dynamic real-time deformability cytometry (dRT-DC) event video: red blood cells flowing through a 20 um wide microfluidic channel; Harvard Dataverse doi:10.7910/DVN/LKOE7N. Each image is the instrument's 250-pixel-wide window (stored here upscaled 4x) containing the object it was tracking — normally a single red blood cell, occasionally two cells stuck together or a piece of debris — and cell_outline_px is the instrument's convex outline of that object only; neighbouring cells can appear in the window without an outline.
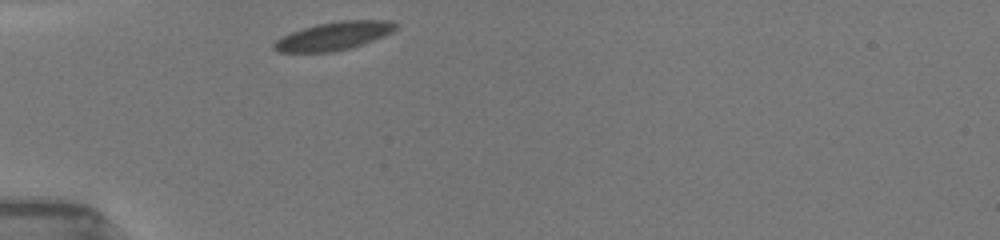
{"species": "common noctule bat (a hibernating species)", "species_latin": "Nyctalus noctula", "temperature_condition": "room temperature", "stored_images_in_passage": 19, "camera_frame_rate_fps": 3000, "um_per_image_px": 0.085, "animal": {"sex": "female", "body_mass_g": 19.5, "forearm_length_mm": 54.1}, "frame": {"image": 1, "passage_image": 1, "time_ms": 0.0, "image_size_px": [1000, 240], "cell_outline_px": [[396, 28], [392, 32], [384, 36], [352, 48], [332, 52], [276, 52], [272, 48], [272, 44], [280, 36], [316, 24], [340, 20], [392, 20], [396, 24]], "centroid_in_image_um": [28.35, 3.06], "position_along_channel_um": 56.7, "area_um2": 20.17}}
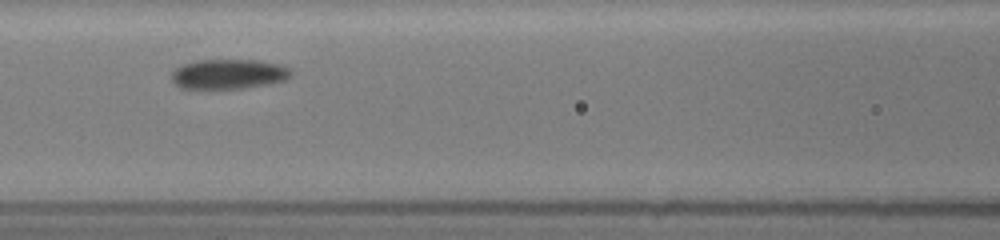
{"frame": {"image": 2, "passage_image": 7, "time_ms": 2.667, "image_size_px": [1000, 240], "cell_outline_px": [[292, 76], [284, 80], [244, 88], [180, 88], [172, 80], [172, 72], [176, 68], [184, 64], [196, 60], [260, 60], [280, 64], [292, 68]], "centroid_in_image_um": [19.47, 6.28], "position_along_channel_um": 147.1, "area_um2": 20.69}}
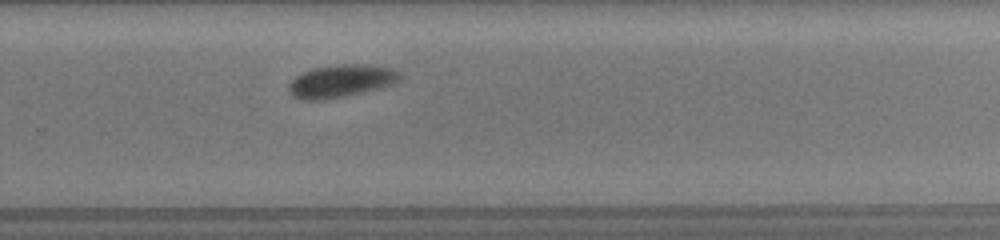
{"frame": {"image": 3, "passage_image": 19, "time_ms": 6.667, "image_size_px": [1000, 240], "cell_outline_px": [[400, 80], [392, 84], [380, 88], [344, 96], [324, 100], [304, 100], [292, 96], [288, 92], [288, 84], [296, 76], [312, 68], [340, 64], [364, 64], [392, 68], [400, 72]], "centroid_in_image_um": [28.97, 6.89], "position_along_channel_um": 300.8, "area_um2": 21.15}}